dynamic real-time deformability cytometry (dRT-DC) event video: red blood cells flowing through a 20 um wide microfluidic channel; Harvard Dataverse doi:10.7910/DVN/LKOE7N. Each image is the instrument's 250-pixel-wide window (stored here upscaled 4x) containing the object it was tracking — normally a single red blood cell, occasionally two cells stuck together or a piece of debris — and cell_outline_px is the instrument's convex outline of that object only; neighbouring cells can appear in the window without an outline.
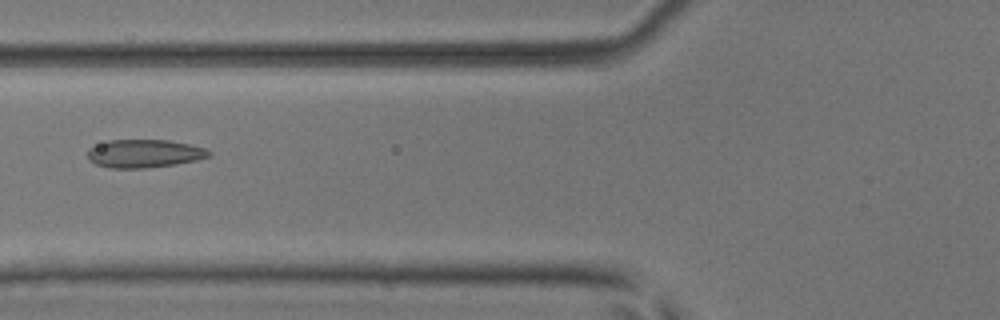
{"species": "common noctule bat (a hibernating species)", "species_latin": "Nyctalus noctula", "temperature_condition": "room temperature", "stored_images_in_passage": 50, "camera_frame_rate_fps": 3000, "um_per_image_px": 0.085, "animal": {"sex": "male", "body_mass_g": 17.9, "forearm_length_mm": 54.2}, "frame": {"image": 1, "passage_image": 20, "time_ms": 6.333, "image_size_px": [1000, 320], "cell_outline_px": [[212, 156], [196, 160], [176, 164], [144, 168], [108, 168], [96, 164], [88, 160], [88, 148], [108, 140], [168, 140], [188, 144], [204, 148], [212, 152]], "centroid_in_image_um": [12.25, 13.05], "position_along_channel_um": 113.5, "area_um2": 19.94}}
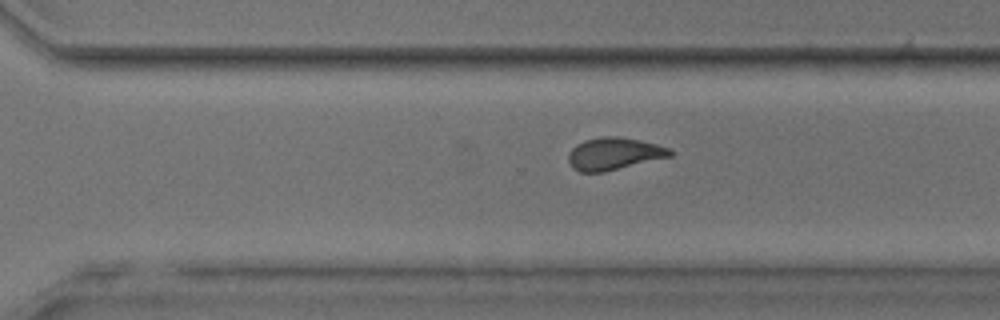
{"frame": {"image": 2, "passage_image": 35, "time_ms": 11.333, "image_size_px": [1000, 320], "cell_outline_px": [[672, 156], [604, 172], [580, 172], [572, 168], [568, 160], [568, 152], [576, 144], [584, 140], [604, 136], [616, 136], [640, 140], [656, 144], [668, 148], [672, 152]], "centroid_in_image_um": [52.15, 13.07], "position_along_channel_um": 318.4, "area_um2": 19.13}}
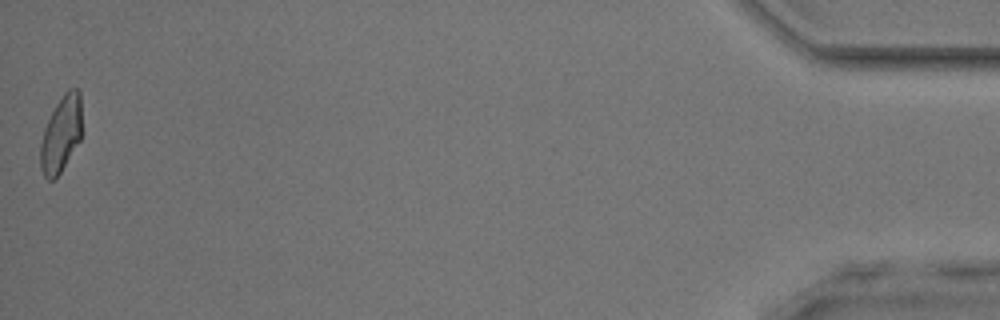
{"frame": {"image": 3, "passage_image": 50, "time_ms": 16.333, "image_size_px": [1000, 320], "cell_outline_px": [[80, 140], [60, 172], [52, 180], [48, 180], [44, 176], [40, 168], [40, 144], [44, 128], [56, 104], [64, 92], [68, 88], [76, 88], [80, 92]], "centroid_in_image_um": [5.17, 11.39], "position_along_channel_um": 430.0, "area_um2": 18.09}, "authors_computed_cell_mechanics": {"area_um2": 19.1607, "velocity_mm_per_s": 4.1027, "shape_relaxation_time_tau1_ms": null, "shape_relaxation_time_tau2_ms": 1.5782, "deformation_change_tau1": null, "deformation_change_tau2": 0.0713}}